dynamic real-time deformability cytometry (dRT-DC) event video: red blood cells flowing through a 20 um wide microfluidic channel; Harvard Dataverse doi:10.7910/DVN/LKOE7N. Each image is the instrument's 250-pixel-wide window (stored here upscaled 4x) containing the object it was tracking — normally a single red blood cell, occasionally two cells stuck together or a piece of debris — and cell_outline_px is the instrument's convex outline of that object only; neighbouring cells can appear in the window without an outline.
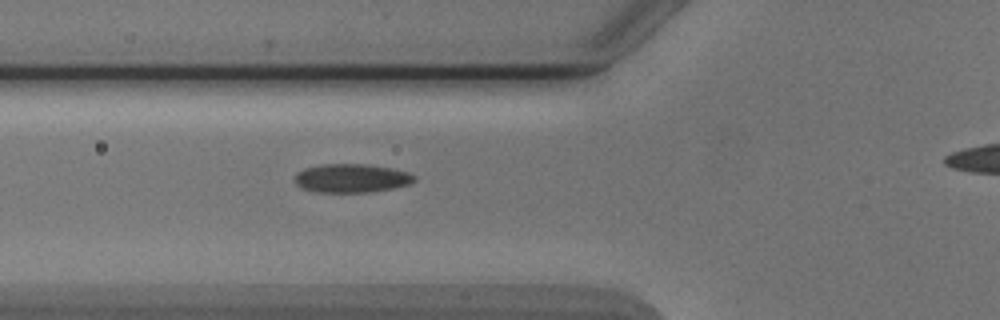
{"species": "Egyptian fruit bat (a non-hibernating species)", "species_latin": "Rousettus aegyptiacus", "temperature_condition": "cold", "stored_images_in_passage": 8, "segment_of_instrument_passage": [1, 2], "camera_frame_rate_fps": 3000, "um_per_image_px": 0.085, "animal": {"sex": "male"}, "frame": {"image": 1, "passage_image": 7, "time_ms": 7.333, "image_size_px": [1000, 320], "cell_outline_px": [[416, 180], [408, 184], [392, 188], [372, 192], [316, 192], [300, 188], [296, 184], [296, 172], [304, 168], [320, 164], [368, 164], [392, 168], [408, 172], [416, 176]], "centroid_in_image_um": [29.87, 15.14], "position_along_channel_um": 95.9, "area_um2": 20.11}}